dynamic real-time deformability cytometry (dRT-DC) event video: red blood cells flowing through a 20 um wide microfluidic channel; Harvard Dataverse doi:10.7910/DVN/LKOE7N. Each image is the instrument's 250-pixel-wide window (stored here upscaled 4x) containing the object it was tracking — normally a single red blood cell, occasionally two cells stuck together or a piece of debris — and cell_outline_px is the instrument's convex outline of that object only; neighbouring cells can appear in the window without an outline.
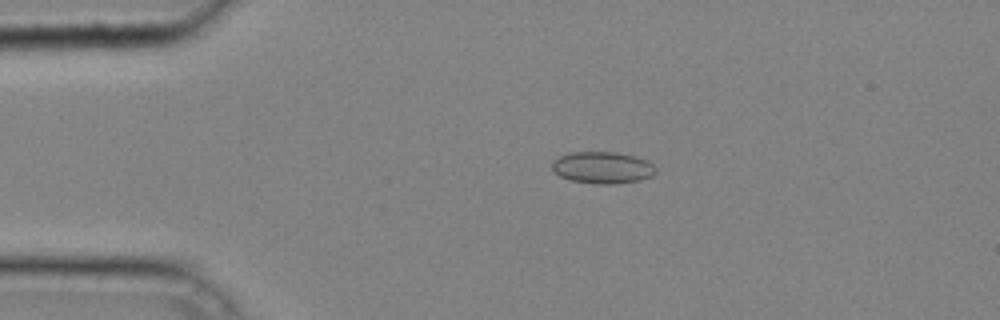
{"species": "common noctule bat (a hibernating species)", "species_latin": "Nyctalus noctula", "temperature_condition": "cold", "stored_images_in_passage": 41, "camera_frame_rate_fps": 3000, "um_per_image_px": 0.085, "animal": {"sex": "male", "body_mass_g": 20.4}, "frame": {"image": 1, "passage_image": 9, "time_ms": 2.667, "image_size_px": [1000, 320], "cell_outline_px": [[656, 172], [652, 176], [640, 180], [616, 184], [596, 184], [568, 180], [560, 176], [552, 168], [552, 160], [560, 156], [572, 152], [616, 152], [648, 160], [656, 168]], "centroid_in_image_um": [51.21, 14.25], "position_along_channel_um": 33.8, "area_um2": 19.31}}
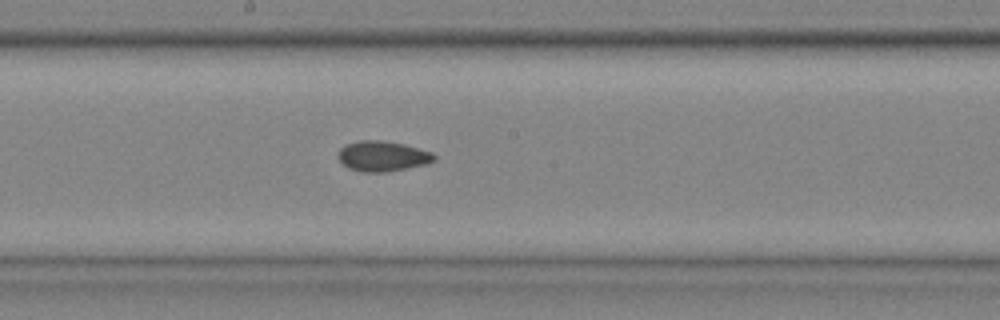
{"frame": {"image": 2, "passage_image": 23, "time_ms": 7.333, "image_size_px": [1000, 320], "cell_outline_px": [[436, 160], [428, 164], [388, 172], [360, 172], [348, 168], [336, 156], [340, 148], [348, 144], [360, 140], [380, 140], [404, 144], [432, 152], [436, 156]], "centroid_in_image_um": [32.53, 13.28], "position_along_channel_um": 215.7, "area_um2": 17.11}}
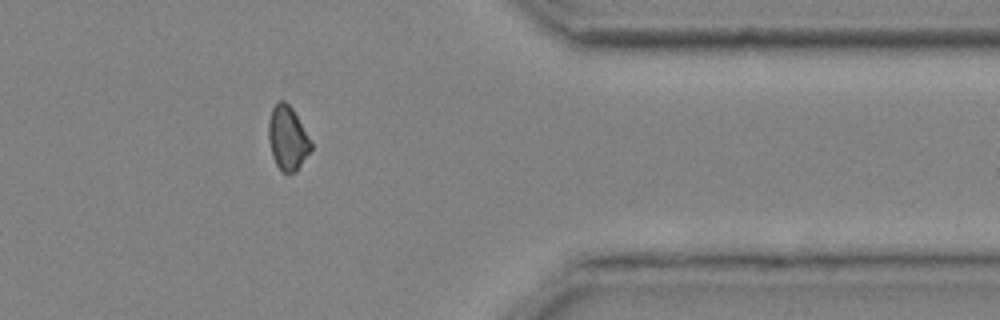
{"frame": {"image": 3, "passage_image": 35, "time_ms": 11.333, "image_size_px": [1000, 320], "cell_outline_px": [[312, 148], [296, 172], [280, 172], [272, 156], [268, 140], [268, 120], [272, 108], [280, 100], [284, 100], [292, 108], [312, 140]], "centroid_in_image_um": [24.44, 11.74], "position_along_channel_um": 387.0, "area_um2": 16.01}}